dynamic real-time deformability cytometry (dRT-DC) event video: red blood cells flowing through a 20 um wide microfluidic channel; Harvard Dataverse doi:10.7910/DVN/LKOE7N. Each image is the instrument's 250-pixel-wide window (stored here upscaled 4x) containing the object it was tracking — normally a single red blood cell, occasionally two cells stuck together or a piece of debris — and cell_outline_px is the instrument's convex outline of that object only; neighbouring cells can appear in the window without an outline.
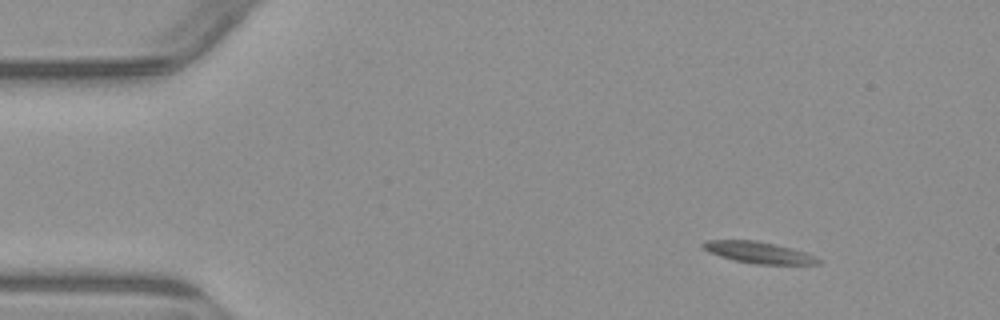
{"species": "common noctule bat (a hibernating species)", "species_latin": "Nyctalus noctula", "temperature_condition": "warm", "stored_images_in_passage": 5, "camera_frame_rate_fps": 3000, "um_per_image_px": 0.085, "animal": {"sex": "male", "body_mass_g": 23.1, "forearm_length_mm": 52.7}, "frame": {"image": 1, "passage_image": 1, "time_ms": 0.0, "image_size_px": [1000, 320], "cell_outline_px": [[824, 260], [820, 264], [756, 264], [736, 260], [720, 256], [708, 252], [700, 244], [704, 240], [756, 240], [804, 252]], "centroid_in_image_um": [64.47, 21.46], "position_along_channel_um": 20.5, "area_um2": 14.22}}
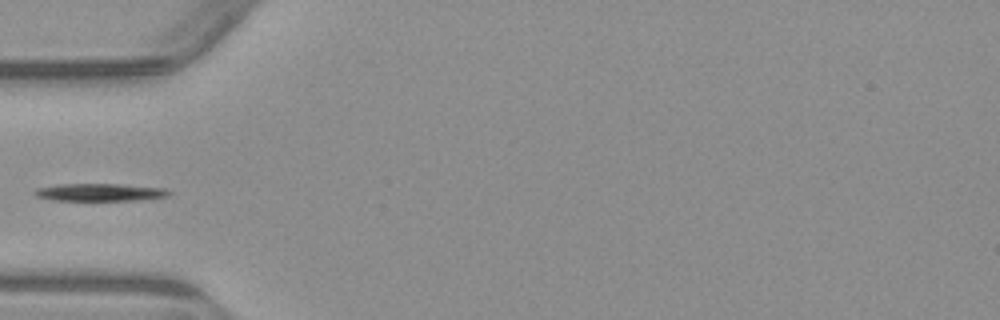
{"frame": {"image": 2, "passage_image": 4, "time_ms": 3.667, "image_size_px": [1000, 320], "cell_outline_px": [[172, 192], [168, 196], [140, 200], [52, 200], [36, 196], [32, 192], [36, 188], [60, 184], [120, 184], [164, 188]], "centroid_in_image_um": [8.48, 16.34], "position_along_channel_um": 76.5, "area_um2": 13.7}}
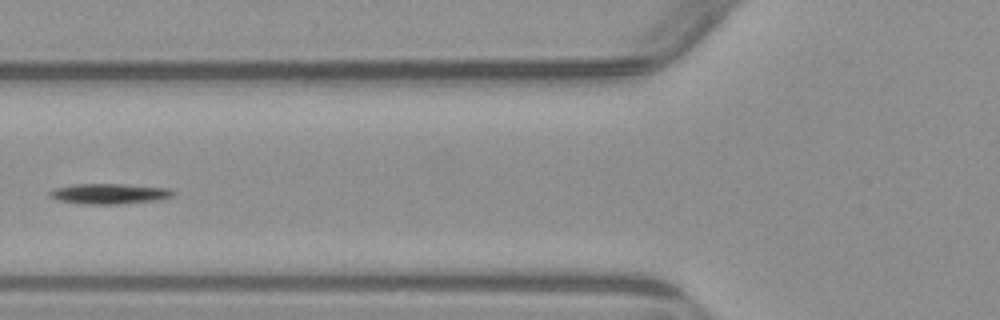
{"frame": {"image": 3, "passage_image": 5, "time_ms": 4.667, "image_size_px": [1000, 320], "cell_outline_px": [[176, 192], [172, 196], [160, 200], [120, 204], [84, 204], [60, 200], [48, 196], [48, 192], [52, 188], [72, 184], [124, 184], [168, 188]], "centroid_in_image_um": [9.28, 16.46], "position_along_channel_um": 116.5, "area_um2": 14.8}}